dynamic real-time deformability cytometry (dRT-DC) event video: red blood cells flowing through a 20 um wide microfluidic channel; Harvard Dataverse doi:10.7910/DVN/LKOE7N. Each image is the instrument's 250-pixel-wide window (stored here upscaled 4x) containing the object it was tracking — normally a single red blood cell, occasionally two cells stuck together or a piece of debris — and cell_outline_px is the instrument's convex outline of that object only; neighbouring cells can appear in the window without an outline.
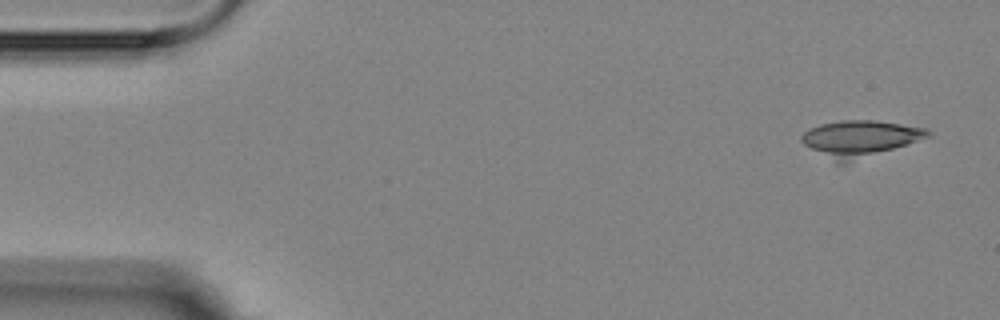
{"species": "Egyptian fruit bat (a non-hibernating species)", "species_latin": "Rousettus aegyptiacus", "temperature_condition": "room temperature", "stored_images_in_passage": 4, "camera_frame_rate_fps": 3000, "um_per_image_px": 0.085, "animal": {"sex": "female"}, "frame": {"image": 1, "passage_image": 1, "time_ms": 0.0, "image_size_px": [1000, 320], "cell_outline_px": [[932, 136], [844, 164], [836, 164], [804, 144], [800, 140], [800, 136], [804, 132], [820, 124], [840, 120], [872, 120], [928, 128], [932, 132]], "centroid_in_image_um": [73.08, 11.78], "position_along_channel_um": 11.9, "area_um2": 26.59}}